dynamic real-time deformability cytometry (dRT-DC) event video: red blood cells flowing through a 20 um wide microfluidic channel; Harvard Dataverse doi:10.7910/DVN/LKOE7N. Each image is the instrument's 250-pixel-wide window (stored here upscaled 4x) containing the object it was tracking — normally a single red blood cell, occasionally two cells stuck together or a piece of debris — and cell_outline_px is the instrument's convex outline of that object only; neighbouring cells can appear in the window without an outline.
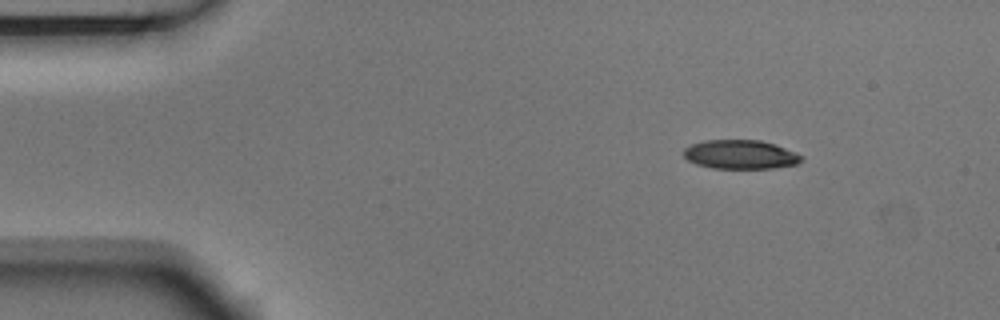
{"species": "Egyptian fruit bat (a non-hibernating species)", "species_latin": "Rousettus aegyptiacus", "temperature_condition": "room temperature", "stored_images_in_passage": 6, "camera_frame_rate_fps": 3000, "um_per_image_px": 0.085, "animal": {"sex": "male"}, "frame": {"image": 1, "passage_image": 1, "time_ms": 0.0, "image_size_px": [1000, 320], "cell_outline_px": [[804, 156], [796, 164], [772, 168], [712, 168], [696, 164], [688, 160], [684, 156], [684, 148], [692, 144], [704, 140], [760, 140], [796, 152]], "centroid_in_image_um": [62.91, 13.13], "position_along_channel_um": 22.1, "area_um2": 19.71}}
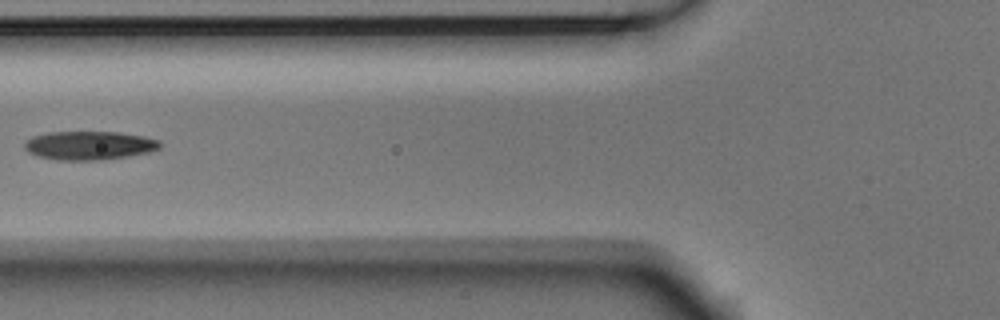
{"frame": {"image": 2, "passage_image": 5, "time_ms": 1.333, "image_size_px": [1000, 320], "cell_outline_px": [[160, 148], [148, 152], [128, 156], [100, 160], [56, 160], [40, 156], [28, 152], [24, 148], [24, 144], [32, 136], [48, 132], [120, 132], [144, 136], [160, 140]], "centroid_in_image_um": [7.59, 12.36], "position_along_channel_um": 118.2, "area_um2": 22.6}}
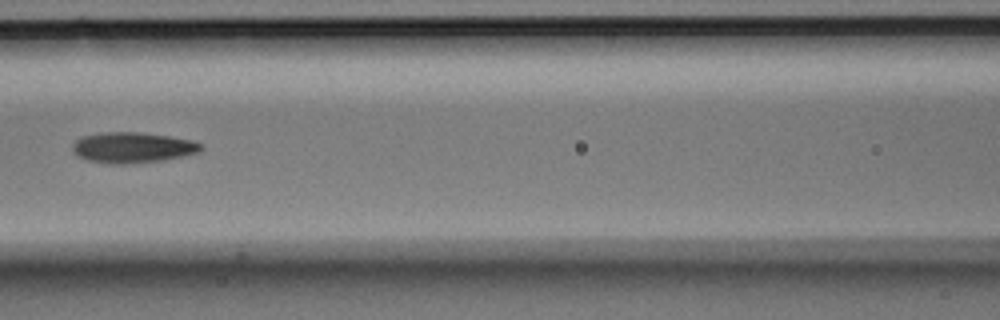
{"frame": {"image": 3, "passage_image": 6, "time_ms": 1.667, "image_size_px": [1000, 320], "cell_outline_px": [[204, 148], [200, 152], [160, 160], [124, 164], [108, 164], [88, 160], [72, 152], [72, 144], [80, 136], [100, 132], [140, 132], [168, 136], [192, 140], [204, 144]], "centroid_in_image_um": [11.25, 12.53], "position_along_channel_um": 155.4, "area_um2": 23.0}}